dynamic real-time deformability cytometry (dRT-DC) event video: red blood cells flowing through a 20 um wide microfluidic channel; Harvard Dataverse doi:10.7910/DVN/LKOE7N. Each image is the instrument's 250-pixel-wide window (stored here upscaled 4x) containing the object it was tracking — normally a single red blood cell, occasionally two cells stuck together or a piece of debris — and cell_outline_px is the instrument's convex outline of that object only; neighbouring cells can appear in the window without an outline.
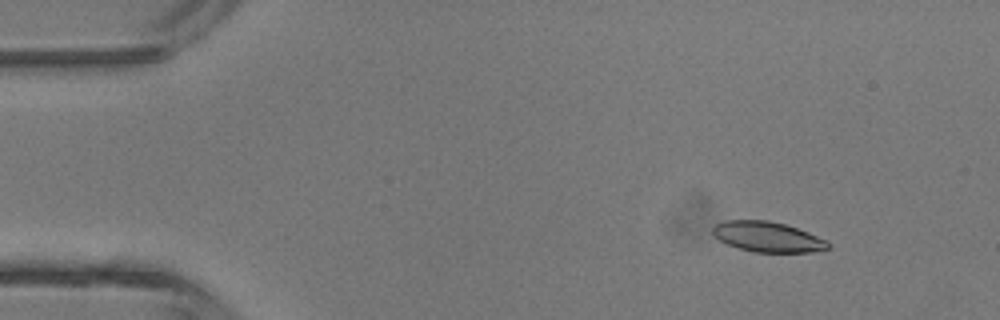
{"species": "common noctule bat (a hibernating species)", "species_latin": "Nyctalus noctula", "temperature_condition": "room temperature", "stored_images_in_passage": 4, "camera_frame_rate_fps": 3000, "um_per_image_px": 0.085, "animal": {"sex": "male", "body_mass_g": 13.3}, "frame": {"image": 1, "passage_image": 2, "time_ms": 1.0, "image_size_px": [1000, 320], "cell_outline_px": [[832, 244], [828, 248], [812, 252], [752, 252], [728, 244], [720, 240], [712, 232], [712, 228], [716, 224], [724, 220], [768, 220], [784, 224], [808, 232], [828, 240]], "centroid_in_image_um": [65.27, 20.13], "position_along_channel_um": 19.7, "area_um2": 20.29}}
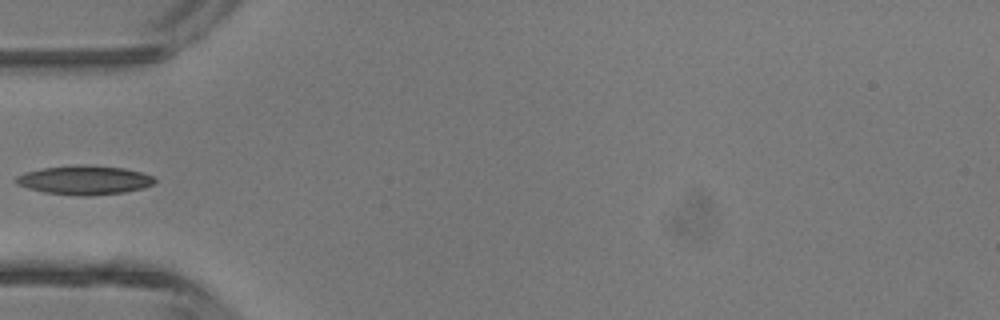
{"frame": {"image": 2, "passage_image": 4, "time_ms": 4.333, "image_size_px": [1000, 320], "cell_outline_px": [[156, 180], [152, 184], [144, 188], [124, 192], [88, 196], [84, 196], [44, 192], [28, 188], [16, 184], [16, 176], [24, 172], [44, 168], [124, 168], [156, 176]], "centroid_in_image_um": [7.2, 15.36], "position_along_channel_um": 77.8, "area_um2": 22.25}}